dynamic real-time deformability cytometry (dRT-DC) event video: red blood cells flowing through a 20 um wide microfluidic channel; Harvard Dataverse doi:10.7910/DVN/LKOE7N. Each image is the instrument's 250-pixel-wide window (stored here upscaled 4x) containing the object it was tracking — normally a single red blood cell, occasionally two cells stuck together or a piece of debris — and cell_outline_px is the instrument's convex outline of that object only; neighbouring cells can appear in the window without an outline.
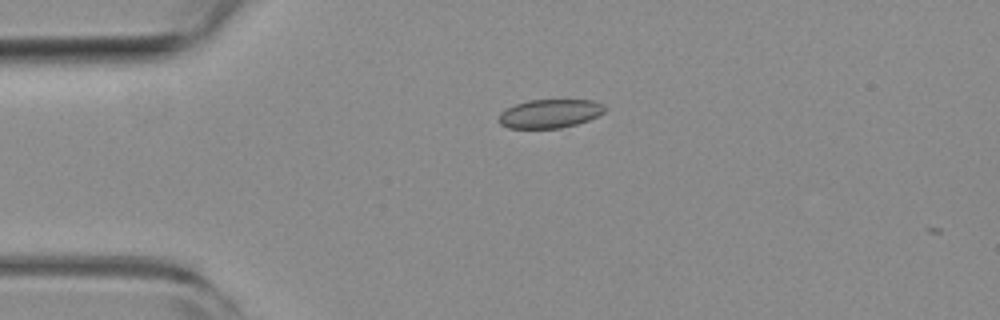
{"species": "common noctule bat (a hibernating species)", "species_latin": "Nyctalus noctula", "temperature_condition": "room temperature", "stored_images_in_passage": 5, "camera_frame_rate_fps": 3000, "um_per_image_px": 0.085, "animal": {"sex": "female", "body_mass_g": 19.3, "forearm_length_mm": 54.1}, "frame": {"image": 1, "passage_image": 1, "time_ms": 0.0, "image_size_px": [1000, 320], "cell_outline_px": [[604, 112], [588, 120], [576, 124], [560, 128], [508, 128], [500, 124], [500, 112], [516, 104], [528, 100], [592, 100], [604, 104]], "centroid_in_image_um": [46.74, 9.65], "position_along_channel_um": 38.3, "area_um2": 17.51}}